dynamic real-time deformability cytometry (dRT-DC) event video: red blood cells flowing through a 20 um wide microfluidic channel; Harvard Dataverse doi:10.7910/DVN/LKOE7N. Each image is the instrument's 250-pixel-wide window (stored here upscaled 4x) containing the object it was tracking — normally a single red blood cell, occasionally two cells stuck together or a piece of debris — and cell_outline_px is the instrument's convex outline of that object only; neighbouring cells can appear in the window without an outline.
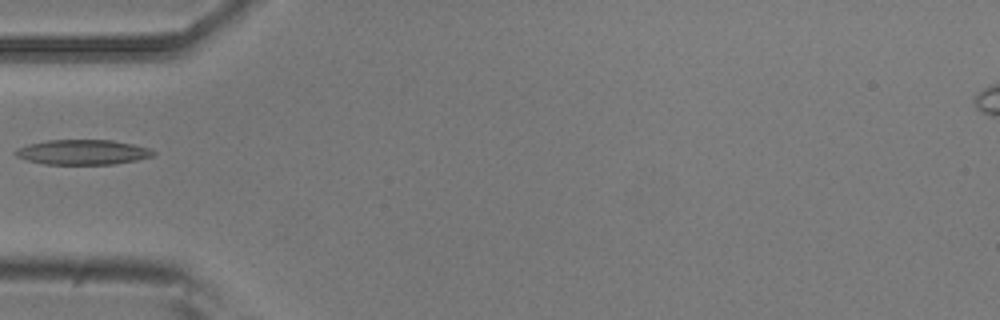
{"species": "common noctule bat (a hibernating species)", "species_latin": "Nyctalus noctula", "temperature_condition": "room temperature", "stored_images_in_passage": 2, "camera_frame_rate_fps": 3000, "um_per_image_px": 0.085, "animal": {"sex": "male", "body_mass_g": 20.5, "forearm_length_mm": 52.5}, "frame": {"image": 1, "passage_image": 2, "time_ms": 0.333, "image_size_px": [1000, 320], "cell_outline_px": [[156, 156], [136, 160], [112, 164], [44, 164], [28, 160], [16, 156], [12, 152], [16, 148], [28, 144], [48, 140], [112, 140], [132, 144], [148, 148], [156, 152]], "centroid_in_image_um": [7.02, 12.93], "position_along_channel_um": 78.0, "area_um2": 20.06}}